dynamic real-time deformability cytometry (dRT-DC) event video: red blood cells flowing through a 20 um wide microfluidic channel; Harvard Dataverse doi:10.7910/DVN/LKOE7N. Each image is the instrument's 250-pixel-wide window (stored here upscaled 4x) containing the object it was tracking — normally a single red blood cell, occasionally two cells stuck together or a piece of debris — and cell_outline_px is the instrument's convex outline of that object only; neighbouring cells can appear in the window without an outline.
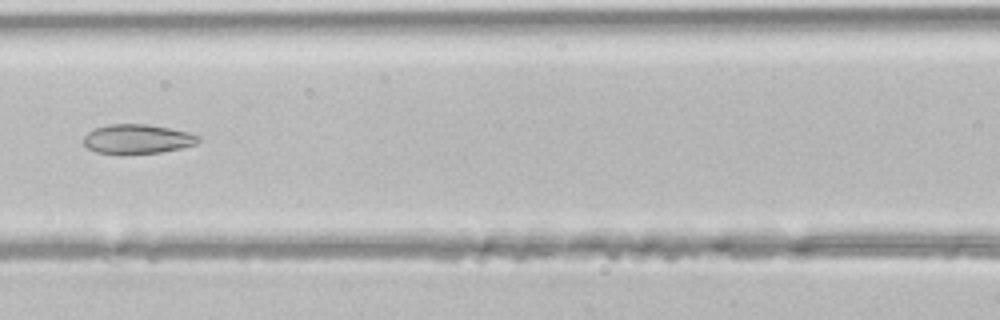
{"species": "common noctule bat (a hibernating species)", "species_latin": "Nyctalus noctula", "temperature_condition": "room temperature", "stored_images_in_passage": 4, "camera_frame_rate_fps": 3000, "um_per_image_px": 0.085, "animal": {"sex": "male", "body_mass_g": 21.5, "forearm_length_mm": 52.0}, "frame": {"image": 1, "passage_image": 4, "time_ms": 1.0, "image_size_px": [1000, 320], "cell_outline_px": [[200, 140], [196, 144], [180, 148], [160, 152], [96, 152], [88, 148], [84, 144], [84, 136], [88, 132], [96, 128], [108, 124], [144, 124], [168, 128], [188, 132], [200, 136]], "centroid_in_image_um": [11.69, 11.79], "position_along_channel_um": 154.9, "area_um2": 19.02}}